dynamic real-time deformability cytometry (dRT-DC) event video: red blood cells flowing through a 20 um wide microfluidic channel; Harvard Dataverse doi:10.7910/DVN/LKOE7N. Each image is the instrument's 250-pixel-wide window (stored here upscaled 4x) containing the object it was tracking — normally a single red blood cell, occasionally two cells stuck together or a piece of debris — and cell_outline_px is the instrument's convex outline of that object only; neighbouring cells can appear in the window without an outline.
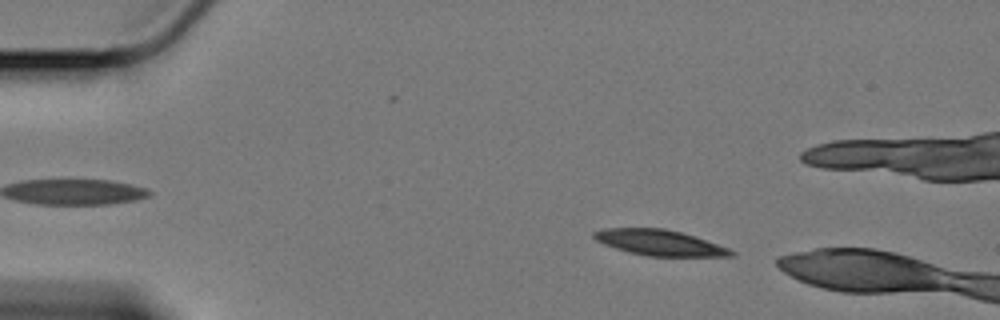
{"species": "Egyptian fruit bat (a non-hibernating species)", "species_latin": "Rousettus aegyptiacus", "temperature_condition": "cold", "stored_images_in_passage": 9, "camera_frame_rate_fps": 3000, "um_per_image_px": 0.085, "animal": {"sex": "female"}, "frame": {"image": 1, "passage_image": 4, "time_ms": 1.0, "image_size_px": [1000, 320], "cell_outline_px": [[736, 256], [648, 256], [616, 248], [604, 244], [596, 240], [592, 236], [592, 232], [604, 228], [664, 228], [680, 232], [728, 248], [736, 252]], "centroid_in_image_um": [56.04, 20.62], "position_along_channel_um": 29.0, "area_um2": 20.17}}